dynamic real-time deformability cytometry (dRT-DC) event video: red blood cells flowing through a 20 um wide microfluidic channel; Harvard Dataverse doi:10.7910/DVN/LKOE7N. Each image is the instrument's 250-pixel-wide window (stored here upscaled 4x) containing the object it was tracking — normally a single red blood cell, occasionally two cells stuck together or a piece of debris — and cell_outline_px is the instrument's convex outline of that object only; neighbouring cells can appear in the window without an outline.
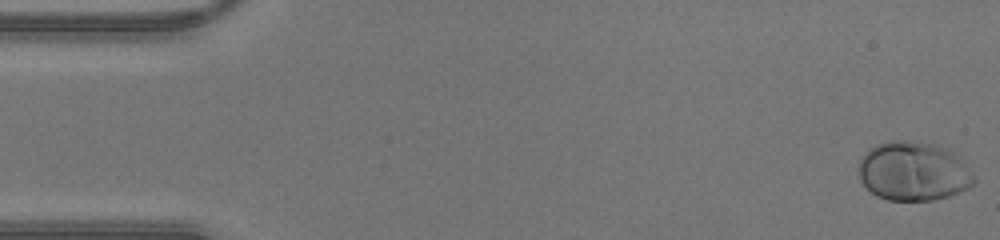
{"species": "human", "species_latin": "Homo sapiens", "temperature_condition": "warm", "stored_images_in_passage": 45, "camera_frame_rate_fps": 3000, "um_per_image_px": 0.085, "donor": {"sex": "male"}, "frame": {"image": 1, "passage_image": 1, "time_ms": 0.0, "image_size_px": [1000, 240], "cell_outline_px": [[976, 180], [968, 188], [960, 192], [948, 196], [932, 200], [888, 200], [876, 196], [860, 180], [856, 168], [864, 152], [868, 148], [876, 144], [888, 140], [904, 140], [936, 144], [960, 156]], "centroid_in_image_um": [77.6, 14.54], "position_along_channel_um": 7.4, "area_um2": 40.06}}
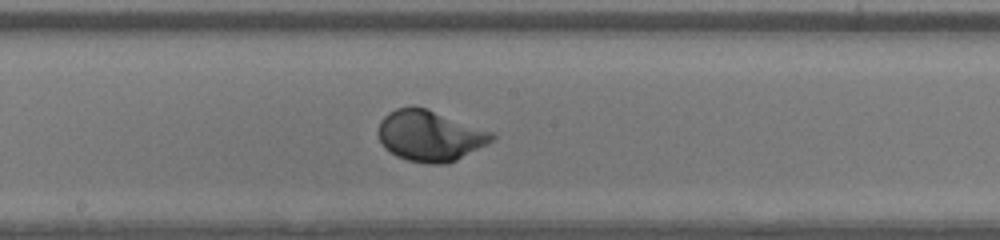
{"frame": {"image": 2, "passage_image": 24, "time_ms": 7.667, "image_size_px": [1000, 240], "cell_outline_px": [[496, 136], [492, 140], [456, 160], [444, 164], [428, 164], [408, 160], [396, 156], [384, 148], [380, 140], [380, 120], [388, 112], [396, 108], [412, 104], [428, 108], [496, 132]], "centroid_in_image_um": [36.55, 11.5], "position_along_channel_um": 211.7, "area_um2": 33.93}}
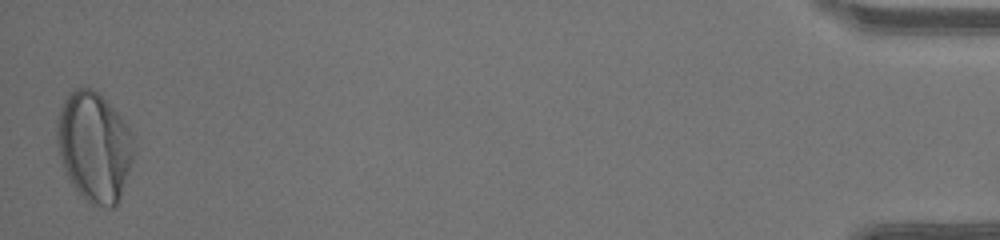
{"frame": {"image": 3, "passage_image": 45, "time_ms": 14.667, "image_size_px": [1000, 240], "cell_outline_px": [[132, 160], [120, 200], [112, 208], [104, 208], [92, 204], [84, 200], [72, 184], [64, 168], [56, 144], [56, 124], [60, 108], [68, 92], [76, 88], [92, 88], [128, 124], [132, 132]], "centroid_in_image_um": [7.99, 12.49], "position_along_channel_um": 427.2, "area_um2": 49.01}}